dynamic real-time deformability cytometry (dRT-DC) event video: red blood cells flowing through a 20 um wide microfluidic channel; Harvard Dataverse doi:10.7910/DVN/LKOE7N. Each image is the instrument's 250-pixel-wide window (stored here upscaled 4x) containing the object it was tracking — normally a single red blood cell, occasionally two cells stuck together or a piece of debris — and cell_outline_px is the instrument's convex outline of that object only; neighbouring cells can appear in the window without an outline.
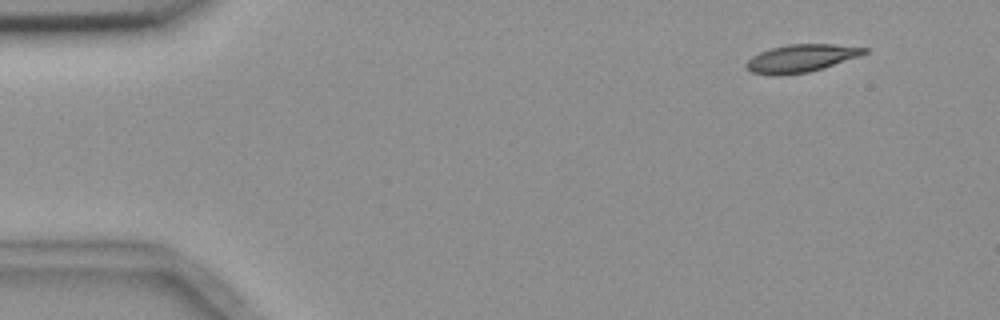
{"species": "common noctule bat (a hibernating species)", "species_latin": "Nyctalus noctula", "temperature_condition": "room temperature", "stored_images_in_passage": 4, "camera_frame_rate_fps": 3000, "um_per_image_px": 0.085, "animal": {"sex": "female", "body_mass_g": 18.4}, "frame": {"image": 1, "passage_image": 1, "time_ms": 0.0, "image_size_px": [1000, 320], "cell_outline_px": [[868, 52], [860, 56], [824, 68], [808, 72], [780, 76], [752, 72], [744, 64], [752, 56], [760, 52], [772, 48], [788, 44], [832, 44], [868, 48]], "centroid_in_image_um": [68.11, 4.95], "position_along_channel_um": 16.9, "area_um2": 19.02}}
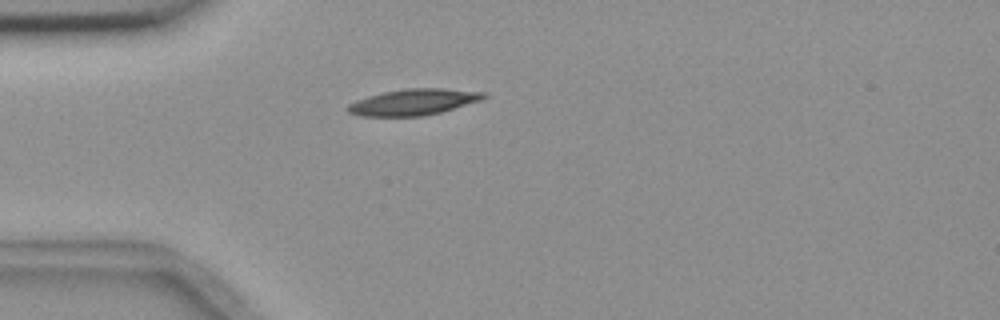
{"frame": {"image": 2, "passage_image": 4, "time_ms": 3.333, "image_size_px": [1000, 320], "cell_outline_px": [[488, 96], [484, 100], [440, 112], [424, 116], [360, 116], [348, 112], [348, 104], [356, 100], [368, 96], [384, 92], [408, 88], [444, 88], [488, 92]], "centroid_in_image_um": [35.22, 8.67], "position_along_channel_um": 49.8, "area_um2": 20.87}}